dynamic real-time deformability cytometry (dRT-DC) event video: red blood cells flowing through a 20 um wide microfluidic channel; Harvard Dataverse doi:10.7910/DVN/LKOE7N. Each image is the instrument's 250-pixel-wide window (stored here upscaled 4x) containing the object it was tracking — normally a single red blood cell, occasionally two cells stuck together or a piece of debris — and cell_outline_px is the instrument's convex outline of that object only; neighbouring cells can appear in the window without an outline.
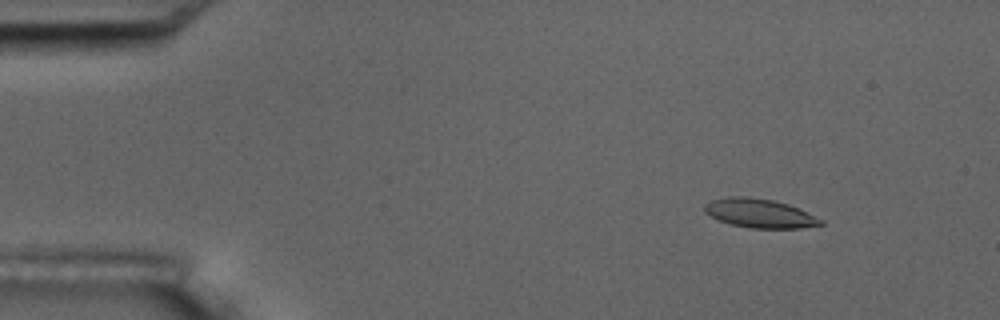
{"species": "common noctule bat (a hibernating species)", "species_latin": "Nyctalus noctula", "temperature_condition": "room temperature", "stored_images_in_passage": 5, "camera_frame_rate_fps": 3000, "um_per_image_px": 0.085, "animal": {"sex": "male", "body_mass_g": 17.5, "forearm_length_mm": 52.3}, "frame": {"image": 1, "passage_image": 2, "time_ms": 1.333, "image_size_px": [1000, 320], "cell_outline_px": [[824, 224], [800, 228], [748, 228], [732, 224], [720, 220], [704, 212], [704, 204], [712, 200], [728, 196], [748, 196], [772, 200], [788, 204], [824, 220]], "centroid_in_image_um": [64.56, 18.12], "position_along_channel_um": 20.4, "area_um2": 19.48}}
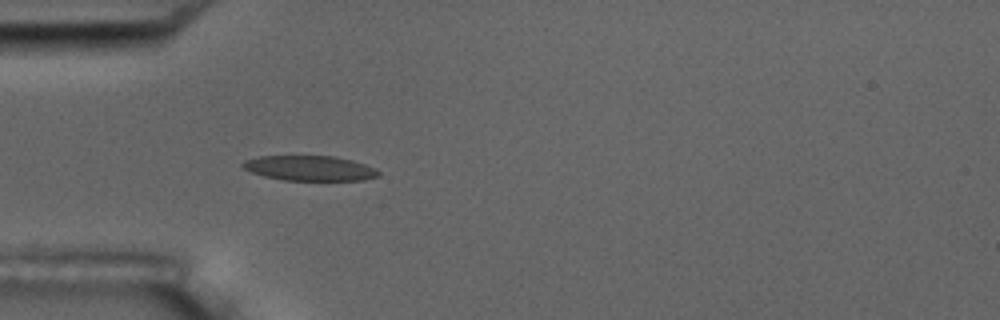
{"frame": {"image": 2, "passage_image": 5, "time_ms": 4.667, "image_size_px": [1000, 320], "cell_outline_px": [[380, 176], [364, 180], [284, 180], [264, 176], [252, 172], [244, 168], [240, 164], [244, 160], [260, 156], [332, 156], [352, 160], [376, 168], [380, 172]], "centroid_in_image_um": [26.34, 14.3], "position_along_channel_um": 58.7, "area_um2": 19.77}}